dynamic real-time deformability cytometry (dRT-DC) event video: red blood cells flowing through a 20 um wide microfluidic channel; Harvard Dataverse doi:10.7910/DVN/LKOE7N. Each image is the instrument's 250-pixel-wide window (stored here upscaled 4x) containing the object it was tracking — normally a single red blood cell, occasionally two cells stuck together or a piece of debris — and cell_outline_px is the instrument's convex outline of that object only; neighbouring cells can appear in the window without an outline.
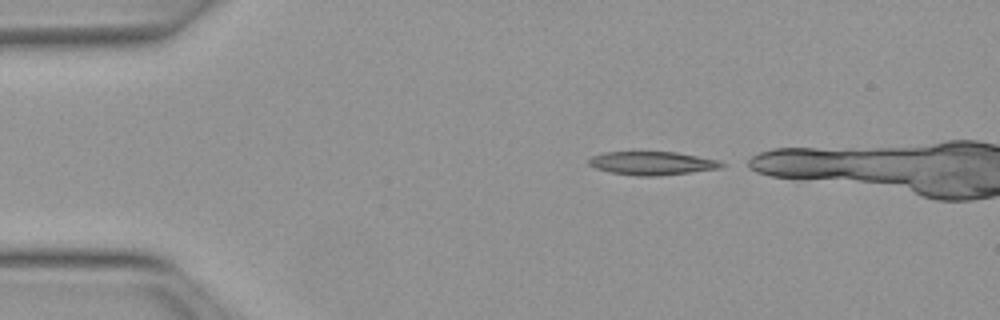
{"species": "Egyptian fruit bat (a non-hibernating species)", "species_latin": "Rousettus aegyptiacus", "temperature_condition": "warm", "stored_images_in_passage": 33, "camera_frame_rate_fps": 3000, "um_per_image_px": 0.085, "animal": {"sex": "female"}, "frame": {"image": 1, "passage_image": 1, "time_ms": 0.0, "image_size_px": [1000, 320], "cell_outline_px": [[728, 164], [720, 168], [660, 176], [636, 176], [608, 172], [596, 168], [588, 164], [588, 160], [592, 156], [604, 152], [676, 152], [720, 160]], "centroid_in_image_um": [55.45, 13.88], "position_along_channel_um": 29.5, "area_um2": 18.26}}
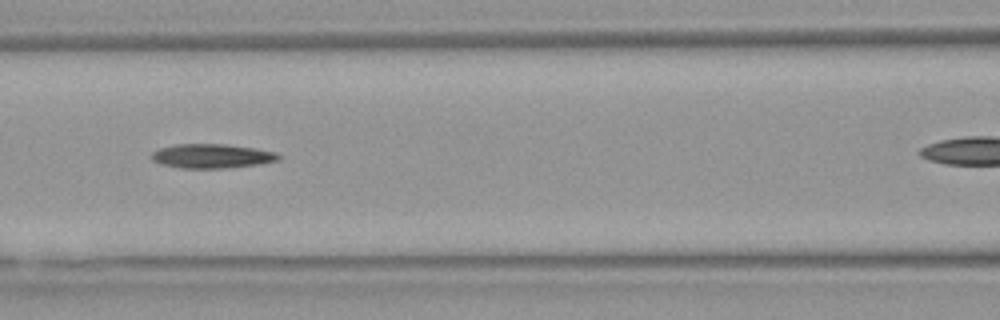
{"frame": {"image": 2, "passage_image": 14, "time_ms": 4.333, "image_size_px": [1000, 320], "cell_outline_px": [[280, 160], [260, 164], [228, 168], [180, 168], [160, 164], [152, 160], [148, 156], [152, 152], [160, 148], [176, 144], [224, 144], [256, 148], [276, 152], [280, 156]], "centroid_in_image_um": [17.99, 13.27], "position_along_channel_um": 148.6, "area_um2": 18.15}}
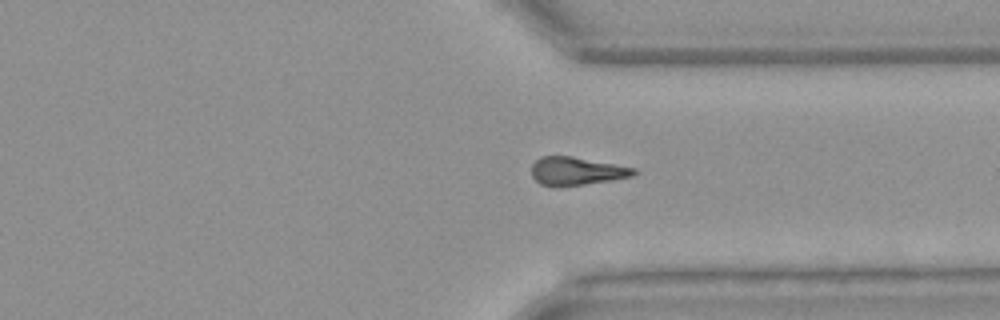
{"frame": {"image": 3, "passage_image": 30, "time_ms": 9.667, "image_size_px": [1000, 320], "cell_outline_px": [[640, 172], [632, 176], [612, 180], [584, 184], [540, 184], [532, 176], [532, 164], [540, 156], [572, 156], [636, 168]], "centroid_in_image_um": [49.06, 14.51], "position_along_channel_um": 362.3, "area_um2": 16.36}}